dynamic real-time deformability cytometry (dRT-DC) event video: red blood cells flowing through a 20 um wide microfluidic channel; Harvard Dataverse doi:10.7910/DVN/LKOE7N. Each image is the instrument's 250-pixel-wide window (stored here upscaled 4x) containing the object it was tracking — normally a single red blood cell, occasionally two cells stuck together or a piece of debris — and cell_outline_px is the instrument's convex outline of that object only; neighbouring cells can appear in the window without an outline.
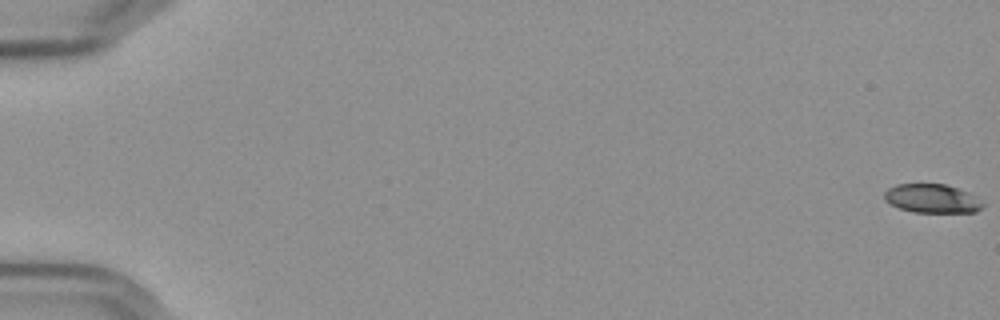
{"species": "Egyptian fruit bat (a non-hibernating species)", "species_latin": "Rousettus aegyptiacus", "temperature_condition": "cold", "stored_images_in_passage": 58, "camera_frame_rate_fps": 3000, "um_per_image_px": 0.085, "frame": {"image": 1, "passage_image": 1, "time_ms": 0.0, "image_size_px": [1000, 320], "cell_outline_px": [[984, 204], [976, 212], [912, 212], [888, 204], [884, 200], [884, 192], [888, 188], [896, 184], [944, 184], [968, 192], [984, 200]], "centroid_in_image_um": [79.21, 16.88], "position_along_channel_um": 5.8, "area_um2": 16.65}}
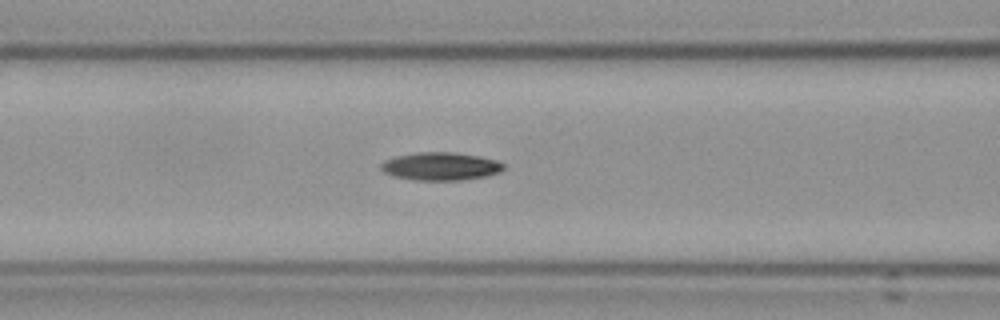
{"frame": {"image": 2, "passage_image": 26, "time_ms": 8.333, "image_size_px": [1000, 320], "cell_outline_px": [[504, 168], [500, 172], [484, 176], [460, 180], [416, 180], [392, 176], [384, 172], [380, 168], [380, 164], [384, 160], [396, 156], [416, 152], [452, 152], [480, 156], [496, 160], [504, 164]], "centroid_in_image_um": [37.42, 14.13], "position_along_channel_um": 129.2, "area_um2": 20.0}}
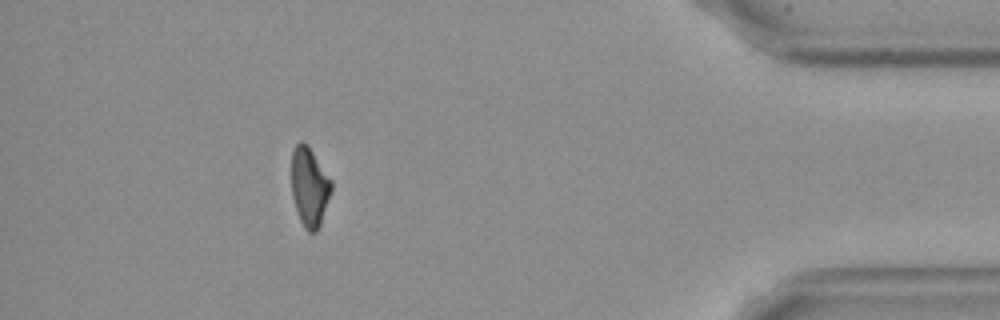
{"frame": {"image": 3, "passage_image": 53, "time_ms": 17.333, "image_size_px": [1000, 320], "cell_outline_px": [[332, 188], [320, 224], [316, 232], [308, 232], [304, 228], [300, 220], [292, 196], [292, 152], [296, 144], [300, 140], [304, 140], [308, 144], [332, 180]], "centroid_in_image_um": [26.3, 15.84], "position_along_channel_um": 408.9, "area_um2": 18.38}, "authors_computed_cell_mechanics": {"area_um2": 18.6694, "velocity_mm_per_s": 3.6195, "shape_relaxation_time_tau1_ms": 10.7645, "shape_relaxation_time_tau2_ms": null, "deformation_change_tau1": 0.1871, "deformation_change_tau2": null}}